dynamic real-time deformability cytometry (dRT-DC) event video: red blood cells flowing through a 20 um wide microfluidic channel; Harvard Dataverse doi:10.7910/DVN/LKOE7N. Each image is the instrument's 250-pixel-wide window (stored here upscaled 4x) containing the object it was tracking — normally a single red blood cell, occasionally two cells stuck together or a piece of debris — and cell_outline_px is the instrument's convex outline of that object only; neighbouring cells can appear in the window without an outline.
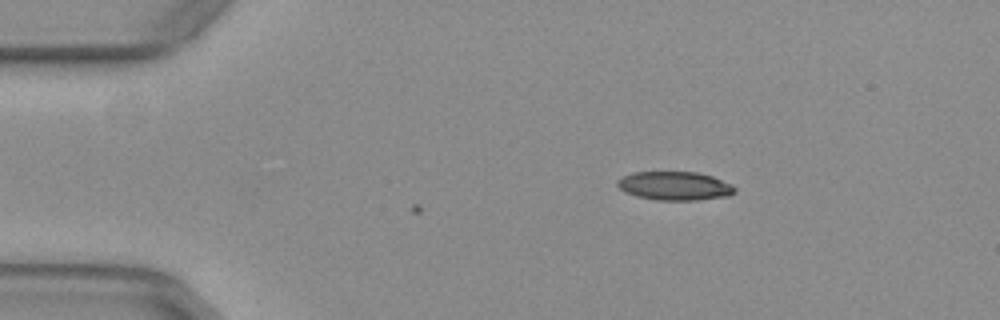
{"species": "common noctule bat (a hibernating species)", "species_latin": "Nyctalus noctula", "temperature_condition": "warm", "stored_images_in_passage": 2, "camera_frame_rate_fps": 3000, "um_per_image_px": 0.085, "animal": {"sex": "female", "body_mass_g": 29.2, "forearm_length_mm": 56.3}, "frame": {"image": 1, "passage_image": 2, "time_ms": 0.333, "image_size_px": [1000, 320], "cell_outline_px": [[736, 192], [728, 196], [696, 200], [656, 200], [636, 196], [624, 192], [616, 184], [616, 180], [632, 172], [696, 172], [712, 176], [732, 184], [736, 188]], "centroid_in_image_um": [57.35, 15.8], "position_along_channel_um": 27.7, "area_um2": 19.71}}